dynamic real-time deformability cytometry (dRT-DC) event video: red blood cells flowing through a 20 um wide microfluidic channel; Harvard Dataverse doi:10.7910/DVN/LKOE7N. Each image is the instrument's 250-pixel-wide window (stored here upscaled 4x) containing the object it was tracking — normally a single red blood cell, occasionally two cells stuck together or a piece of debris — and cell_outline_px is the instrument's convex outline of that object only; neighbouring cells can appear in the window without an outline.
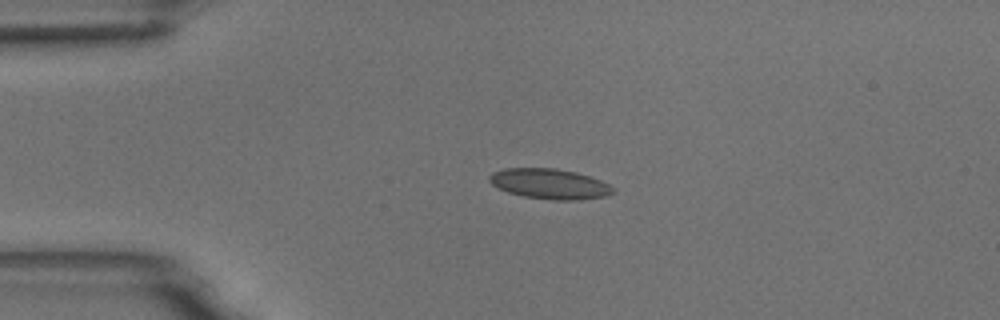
{"species": "common noctule bat (a hibernating species)", "species_latin": "Nyctalus noctula", "temperature_condition": "room temperature", "stored_images_in_passage": 4, "camera_frame_rate_fps": 3000, "um_per_image_px": 0.085, "animal": {"sex": "male", "body_mass_g": 18.8}, "frame": {"image": 1, "passage_image": 3, "time_ms": 0.667, "image_size_px": [1000, 320], "cell_outline_px": [[616, 192], [604, 196], [580, 200], [552, 200], [524, 196], [508, 192], [492, 184], [488, 180], [488, 176], [492, 172], [504, 168], [556, 168], [576, 172], [600, 180], [616, 188]], "centroid_in_image_um": [46.73, 15.62], "position_along_channel_um": 38.3, "area_um2": 21.85}}